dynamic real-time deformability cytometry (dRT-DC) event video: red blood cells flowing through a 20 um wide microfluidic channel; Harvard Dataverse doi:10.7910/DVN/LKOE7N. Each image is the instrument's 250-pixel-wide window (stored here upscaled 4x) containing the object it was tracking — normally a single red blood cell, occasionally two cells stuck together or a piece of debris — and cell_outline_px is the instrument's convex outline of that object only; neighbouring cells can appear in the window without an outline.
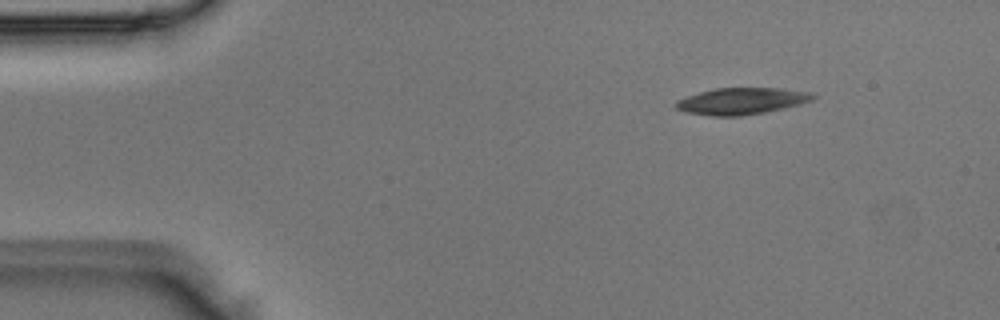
{"species": "Egyptian fruit bat (a non-hibernating species)", "species_latin": "Rousettus aegyptiacus", "temperature_condition": "room temperature", "stored_images_in_passage": 4, "camera_frame_rate_fps": 3000, "um_per_image_px": 0.085, "animal": {"sex": "male"}, "frame": {"image": 1, "passage_image": 2, "time_ms": 0.333, "image_size_px": [1000, 320], "cell_outline_px": [[816, 96], [812, 100], [800, 104], [784, 108], [764, 112], [740, 116], [712, 116], [688, 112], [676, 108], [676, 100], [700, 92], [716, 88], [780, 88], [816, 92]], "centroid_in_image_um": [63.1, 8.58], "position_along_channel_um": 21.9, "area_um2": 21.21}}